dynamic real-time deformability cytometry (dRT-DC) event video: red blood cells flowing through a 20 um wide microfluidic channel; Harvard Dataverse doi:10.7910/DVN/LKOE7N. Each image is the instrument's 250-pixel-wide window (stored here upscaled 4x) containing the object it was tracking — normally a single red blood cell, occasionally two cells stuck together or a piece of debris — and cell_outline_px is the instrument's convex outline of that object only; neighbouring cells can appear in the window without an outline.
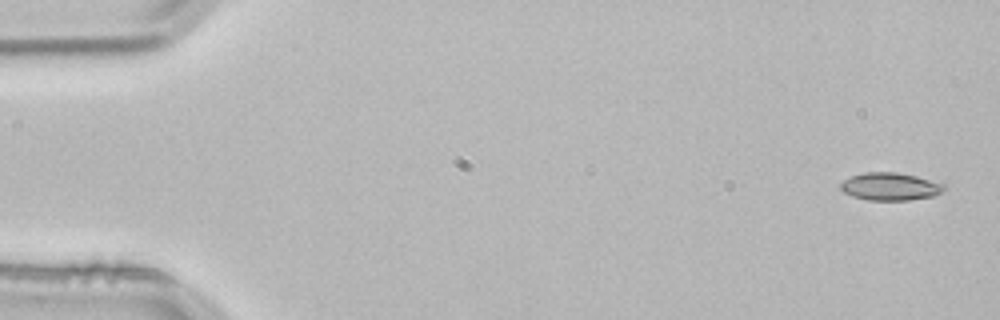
{"species": "common noctule bat (a hibernating species)", "species_latin": "Nyctalus noctula", "temperature_condition": "room temperature", "stored_images_in_passage": 3, "camera_frame_rate_fps": 3000, "um_per_image_px": 0.085, "animal": {"sex": "male", "body_mass_g": 21.5, "forearm_length_mm": 52.0}, "frame": {"image": 1, "passage_image": 1, "time_ms": 0.0, "image_size_px": [1000, 320], "cell_outline_px": [[948, 188], [932, 196], [908, 200], [868, 200], [852, 196], [844, 192], [840, 188], [840, 184], [844, 180], [852, 176], [864, 172], [896, 172], [916, 176], [944, 184]], "centroid_in_image_um": [75.66, 15.85], "position_along_channel_um": 9.3, "area_um2": 16.59}}
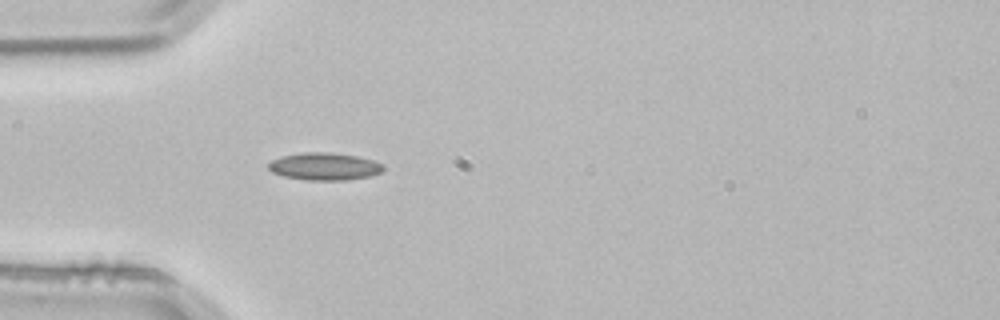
{"frame": {"image": 2, "passage_image": 3, "time_ms": 0.667, "image_size_px": [1000, 320], "cell_outline_px": [[384, 168], [380, 172], [368, 176], [344, 180], [308, 180], [284, 176], [272, 172], [268, 168], [268, 164], [272, 160], [280, 156], [304, 152], [332, 152], [356, 156], [372, 160], [384, 164]], "centroid_in_image_um": [27.56, 14.13], "position_along_channel_um": 57.4, "area_um2": 18.26}}